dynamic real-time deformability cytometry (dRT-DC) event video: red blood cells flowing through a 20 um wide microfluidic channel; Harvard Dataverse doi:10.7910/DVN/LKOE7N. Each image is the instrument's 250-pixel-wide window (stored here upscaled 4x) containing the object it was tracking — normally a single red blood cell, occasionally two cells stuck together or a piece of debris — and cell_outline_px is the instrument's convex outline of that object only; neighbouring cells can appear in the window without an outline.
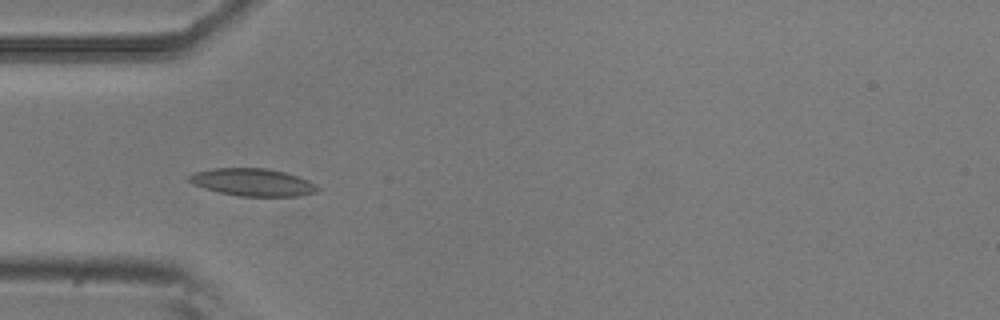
{"species": "common noctule bat (a hibernating species)", "species_latin": "Nyctalus noctula", "temperature_condition": "room temperature", "stored_images_in_passage": 10, "camera_frame_rate_fps": 3000, "um_per_image_px": 0.085, "animal": {"sex": "male", "body_mass_g": 20.5, "forearm_length_mm": 52.5}, "frame": {"image": 1, "passage_image": 4, "time_ms": 1.0, "image_size_px": [1000, 320], "cell_outline_px": [[320, 188], [316, 192], [300, 196], [240, 196], [220, 192], [204, 188], [192, 184], [188, 180], [188, 176], [192, 172], [212, 168], [264, 168], [284, 172], [308, 180], [316, 184]], "centroid_in_image_um": [21.45, 15.49], "position_along_channel_um": 63.5, "area_um2": 20.58}}
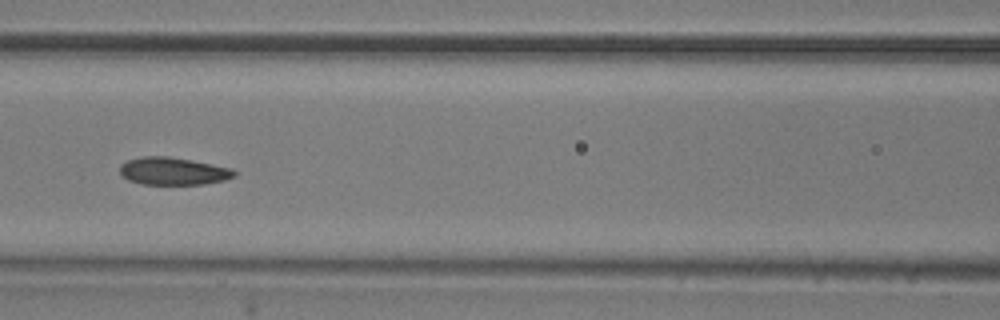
{"frame": {"image": 2, "passage_image": 6, "time_ms": 1.667, "image_size_px": [1000, 320], "cell_outline_px": [[236, 176], [224, 180], [204, 184], [144, 184], [128, 180], [120, 172], [120, 164], [128, 160], [140, 156], [168, 156], [192, 160], [232, 168], [236, 172]], "centroid_in_image_um": [14.73, 14.54], "position_along_channel_um": 151.9, "area_um2": 18.38}}
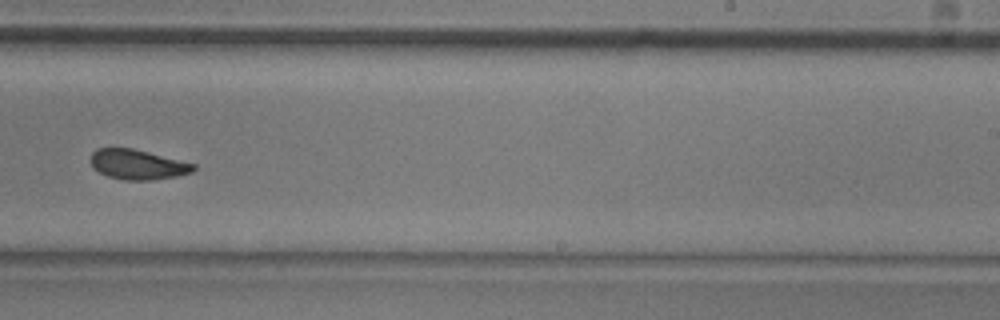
{"frame": {"image": 3, "passage_image": 9, "time_ms": 2.667, "image_size_px": [1000, 320], "cell_outline_px": [[196, 168], [192, 172], [176, 176], [152, 180], [124, 180], [108, 176], [92, 168], [88, 160], [92, 152], [96, 148], [132, 148], [196, 164]], "centroid_in_image_um": [11.65, 13.98], "position_along_channel_um": 277.3, "area_um2": 18.03}}